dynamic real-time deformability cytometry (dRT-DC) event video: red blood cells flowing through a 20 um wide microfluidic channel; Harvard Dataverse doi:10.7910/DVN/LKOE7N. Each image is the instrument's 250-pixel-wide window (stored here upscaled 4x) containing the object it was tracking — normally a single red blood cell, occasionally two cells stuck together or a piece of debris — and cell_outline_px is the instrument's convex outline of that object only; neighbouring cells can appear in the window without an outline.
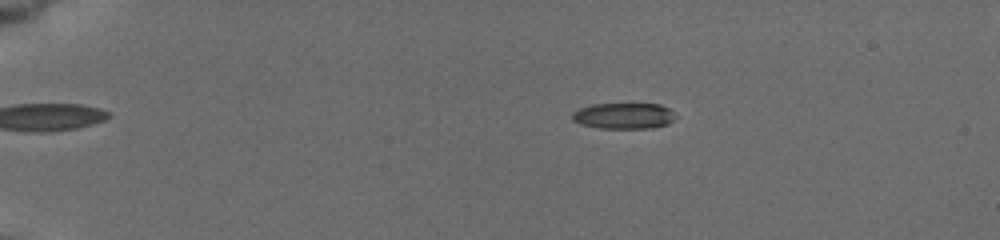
{"species": "common noctule bat (a hibernating species)", "species_latin": "Nyctalus noctula", "temperature_condition": "cold", "stored_images_in_passage": 31, "camera_frame_rate_fps": 3000, "um_per_image_px": 0.085, "animal": {"sex": "female", "body_mass_g": 19.5, "forearm_length_mm": 54.1}, "frame": {"image": 1, "passage_image": 12, "time_ms": 4.333, "image_size_px": [1000, 240], "cell_outline_px": [[676, 116], [668, 124], [648, 128], [600, 128], [580, 124], [572, 120], [572, 112], [580, 108], [592, 104], [660, 104], [668, 108]], "centroid_in_image_um": [52.99, 9.84], "position_along_channel_um": 32.0, "area_um2": 15.55}}
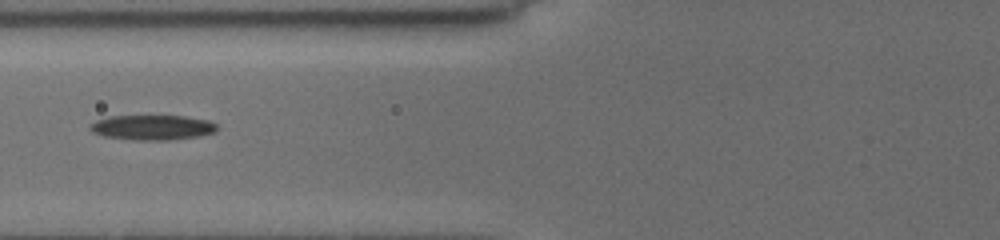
{"frame": {"image": 2, "passage_image": 26, "time_ms": 8.667, "image_size_px": [1000, 240], "cell_outline_px": [[216, 132], [200, 136], [172, 140], [132, 140], [104, 136], [92, 132], [88, 128], [88, 124], [96, 120], [112, 116], [184, 116], [208, 120], [216, 124]], "centroid_in_image_um": [12.93, 10.84], "position_along_channel_um": 112.9, "area_um2": 18.61}}
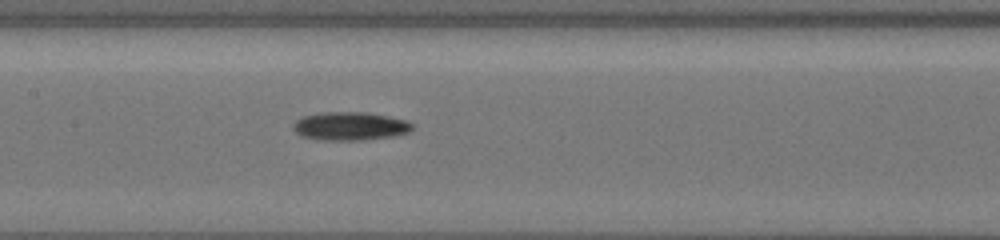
{"frame": {"image": 3, "passage_image": 31, "time_ms": 10.333, "image_size_px": [1000, 240], "cell_outline_px": [[412, 128], [408, 132], [396, 136], [360, 140], [316, 140], [300, 136], [292, 128], [292, 124], [296, 120], [304, 116], [320, 112], [368, 112], [408, 120], [412, 124]], "centroid_in_image_um": [29.73, 10.72], "position_along_channel_um": 177.7, "area_um2": 19.94}}